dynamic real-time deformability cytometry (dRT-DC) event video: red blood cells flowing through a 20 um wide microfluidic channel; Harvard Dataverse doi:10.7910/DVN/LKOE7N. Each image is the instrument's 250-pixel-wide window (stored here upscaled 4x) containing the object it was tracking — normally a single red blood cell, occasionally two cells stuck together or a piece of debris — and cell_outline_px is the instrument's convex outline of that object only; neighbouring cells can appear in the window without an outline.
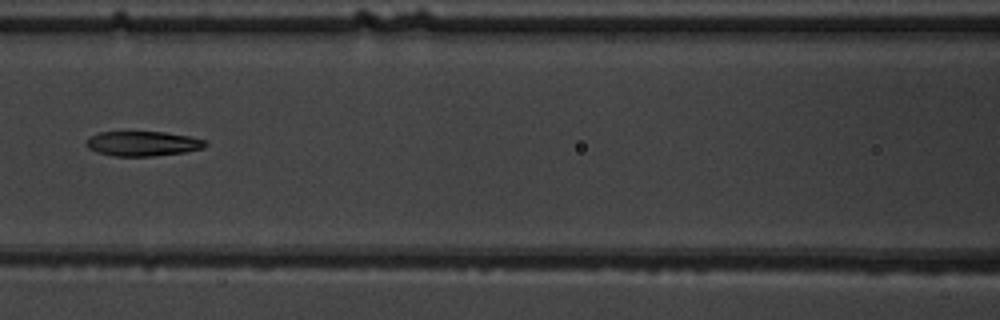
{"species": "common noctule bat (a hibernating species)", "species_latin": "Nyctalus noctula", "temperature_condition": "warm", "stored_images_in_passage": 8, "camera_frame_rate_fps": 3000, "um_per_image_px": 0.085, "animal": {"sex": "male", "body_mass_g": 19.5, "forearm_length_mm": 54.6}, "frame": {"image": 1, "passage_image": 7, "time_ms": 7.667, "image_size_px": [1000, 320], "cell_outline_px": [[208, 144], [204, 148], [184, 152], [152, 156], [112, 156], [96, 152], [88, 148], [84, 144], [88, 136], [100, 132], [164, 132], [188, 136], [204, 140]], "centroid_in_image_um": [12.08, 12.21], "position_along_channel_um": 154.5, "area_um2": 17.28}}
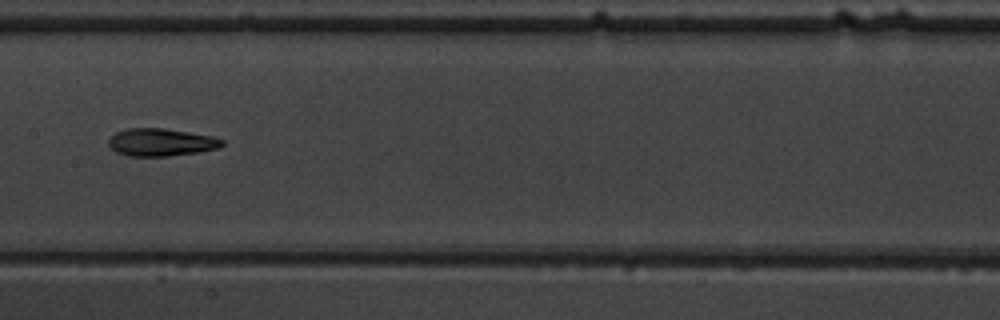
{"frame": {"image": 2, "passage_image": 8, "time_ms": 8.667, "image_size_px": [1000, 320], "cell_outline_px": [[224, 144], [220, 148], [196, 152], [168, 156], [128, 156], [116, 152], [108, 144], [108, 140], [116, 132], [128, 128], [164, 128], [212, 136], [224, 140]], "centroid_in_image_um": [13.69, 12.09], "position_along_channel_um": 193.7, "area_um2": 18.21}}